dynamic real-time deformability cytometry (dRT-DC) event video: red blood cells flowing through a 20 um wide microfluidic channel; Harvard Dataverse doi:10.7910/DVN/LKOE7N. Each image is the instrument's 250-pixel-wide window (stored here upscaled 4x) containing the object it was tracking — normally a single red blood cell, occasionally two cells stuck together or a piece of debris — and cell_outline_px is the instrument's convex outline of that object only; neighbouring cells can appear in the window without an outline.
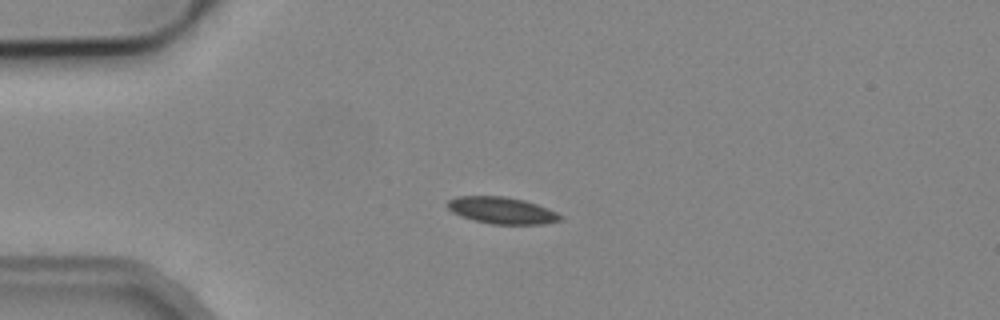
{"species": "common noctule bat (a hibernating species)", "species_latin": "Nyctalus noctula", "temperature_condition": "cold", "stored_images_in_passage": 3, "camera_frame_rate_fps": 3000, "um_per_image_px": 0.085, "animal": {"sex": "male", "body_mass_g": 19.2, "forearm_length_mm": 51.8}, "frame": {"image": 1, "passage_image": 2, "time_ms": 1.333, "image_size_px": [1000, 320], "cell_outline_px": [[564, 220], [544, 224], [492, 224], [460, 216], [452, 212], [448, 208], [448, 200], [456, 196], [504, 196], [524, 200], [536, 204], [556, 212], [564, 216]], "centroid_in_image_um": [42.68, 17.89], "position_along_channel_um": 42.3, "area_um2": 17.57}}